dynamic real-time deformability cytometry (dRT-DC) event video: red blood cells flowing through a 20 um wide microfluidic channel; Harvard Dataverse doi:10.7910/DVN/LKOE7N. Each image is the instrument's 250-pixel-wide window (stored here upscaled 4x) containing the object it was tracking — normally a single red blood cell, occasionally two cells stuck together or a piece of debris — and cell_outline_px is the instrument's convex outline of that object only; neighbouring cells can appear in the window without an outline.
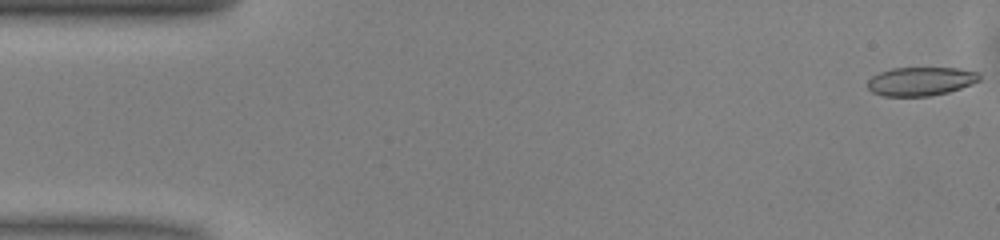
{"species": "common noctule bat (a hibernating species)", "species_latin": "Nyctalus noctula", "temperature_condition": "warm", "stored_images_in_passage": 10, "camera_frame_rate_fps": 3000, "um_per_image_px": 0.085, "animal": {"sex": "male", "body_mass_g": 13.0, "forearm_length_mm": 53.1}, "frame": {"image": 1, "passage_image": 1, "time_ms": 0.0, "image_size_px": [1000, 240], "cell_outline_px": [[980, 80], [972, 84], [948, 92], [928, 96], [884, 96], [872, 92], [868, 88], [868, 80], [872, 76], [880, 72], [892, 68], [960, 68], [980, 72]], "centroid_in_image_um": [78.28, 6.9], "position_along_channel_um": 6.7, "area_um2": 18.73}}